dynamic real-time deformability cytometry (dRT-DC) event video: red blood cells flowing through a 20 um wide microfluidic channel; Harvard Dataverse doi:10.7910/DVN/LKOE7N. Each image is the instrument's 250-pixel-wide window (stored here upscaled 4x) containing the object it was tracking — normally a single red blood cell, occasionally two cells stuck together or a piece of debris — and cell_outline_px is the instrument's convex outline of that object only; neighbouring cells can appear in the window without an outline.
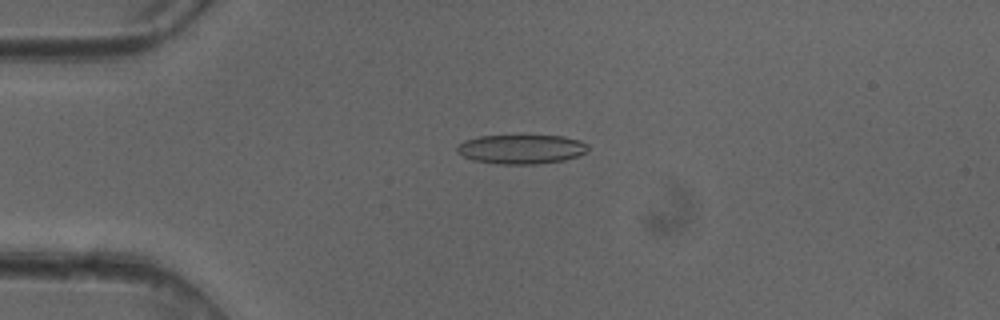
{"species": "common noctule bat (a hibernating species)", "species_latin": "Nyctalus noctula", "temperature_condition": "cold", "stored_images_in_passage": 50, "camera_frame_rate_fps": 3000, "um_per_image_px": 0.085, "animal": {"sex": "female"}, "frame": {"image": 1, "passage_image": 12, "time_ms": 3.667, "image_size_px": [1000, 320], "cell_outline_px": [[588, 148], [584, 152], [576, 156], [564, 160], [536, 164], [496, 164], [472, 160], [456, 152], [456, 148], [464, 140], [480, 136], [520, 132], [564, 136], [580, 140], [588, 144]], "centroid_in_image_um": [44.29, 12.62], "position_along_channel_um": 40.7, "area_um2": 23.47}}
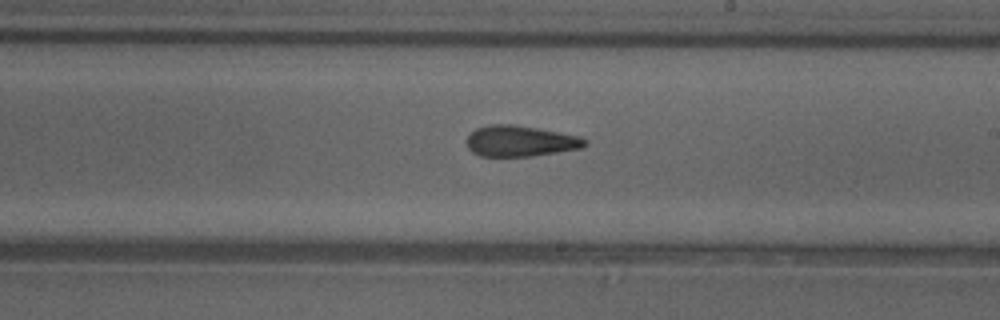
{"frame": {"image": 2, "passage_image": 29, "time_ms": 9.333, "image_size_px": [1000, 320], "cell_outline_px": [[588, 144], [580, 148], [532, 156], [480, 156], [472, 152], [468, 148], [468, 136], [476, 128], [488, 124], [512, 124], [560, 132], [580, 136], [588, 140]], "centroid_in_image_um": [44.23, 11.98], "position_along_channel_um": 244.8, "area_um2": 21.21}}
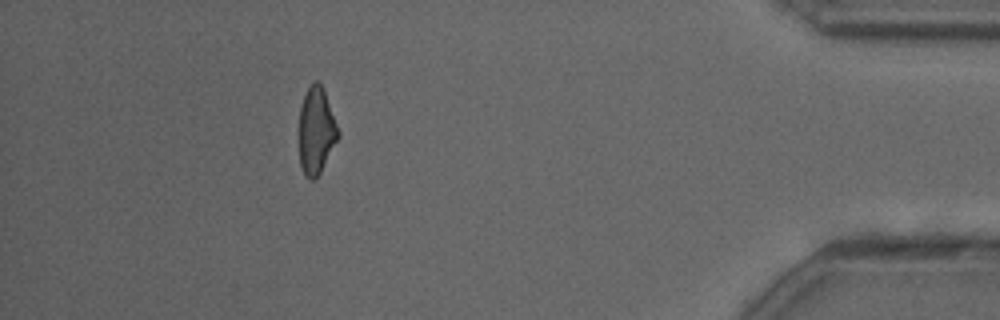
{"frame": {"image": 3, "passage_image": 45, "time_ms": 14.667, "image_size_px": [1000, 320], "cell_outline_px": [[340, 136], [320, 172], [312, 180], [304, 176], [300, 164], [300, 108], [304, 96], [312, 80], [316, 80], [320, 84], [324, 92], [340, 132]], "centroid_in_image_um": [26.88, 11.12], "position_along_channel_um": 408.3, "area_um2": 19.42}, "authors_computed_cell_mechanics": {"area_um2": 21.5016, "velocity_mm_per_s": 4.0909, "shape_relaxation_time_tau1_ms": 6.4943, "shape_relaxation_time_tau2_ms": 2.3852, "deformation_change_tau1": 0.1831, "deformation_change_tau2": 0.127}}